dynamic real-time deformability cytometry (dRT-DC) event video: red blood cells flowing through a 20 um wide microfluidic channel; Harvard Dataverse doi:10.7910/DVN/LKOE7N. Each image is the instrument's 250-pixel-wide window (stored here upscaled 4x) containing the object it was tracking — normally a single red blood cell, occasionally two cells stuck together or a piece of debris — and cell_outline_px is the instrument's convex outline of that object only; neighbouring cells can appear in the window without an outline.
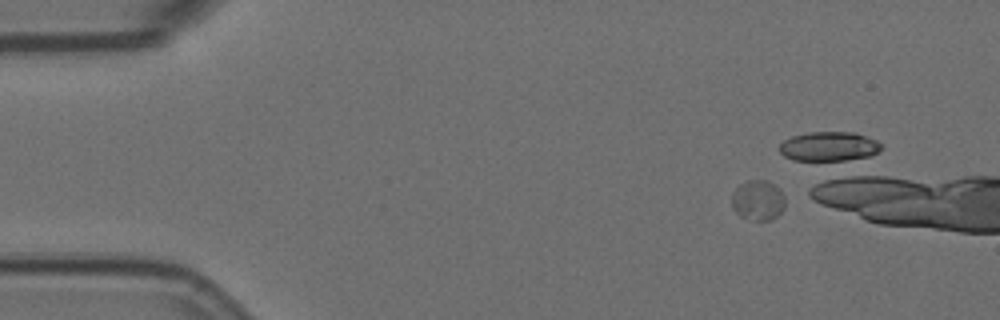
{"species": "Egyptian fruit bat (a non-hibernating species)", "species_latin": "Rousettus aegyptiacus", "temperature_condition": "room temperature", "stored_images_in_passage": 17, "camera_frame_rate_fps": 3000, "um_per_image_px": 0.085, "animal": {"sex": "female"}, "frame": {"image": 1, "passage_image": 1, "time_ms": 0.0, "image_size_px": [1000, 320], "cell_outline_px": [[784, 208], [772, 220], [752, 220], [740, 216], [732, 208], [732, 192], [740, 184], [748, 180], [768, 180], [776, 184], [780, 188], [784, 196]], "centroid_in_image_um": [64.43, 17.0], "position_along_channel_um": 20.6, "area_um2": 12.66}}